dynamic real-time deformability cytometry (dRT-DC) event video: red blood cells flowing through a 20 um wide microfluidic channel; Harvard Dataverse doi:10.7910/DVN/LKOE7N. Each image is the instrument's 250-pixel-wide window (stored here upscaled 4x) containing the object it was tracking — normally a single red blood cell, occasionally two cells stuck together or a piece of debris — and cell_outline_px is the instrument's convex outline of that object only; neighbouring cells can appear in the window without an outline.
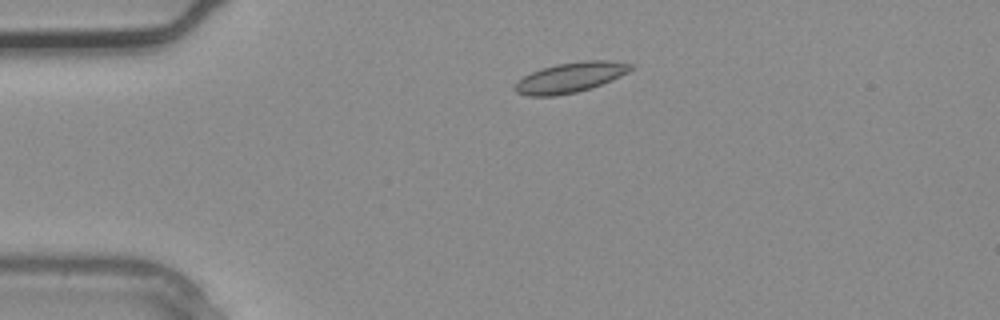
{"species": "common noctule bat (a hibernating species)", "species_latin": "Nyctalus noctula", "temperature_condition": "warm", "stored_images_in_passage": 3, "camera_frame_rate_fps": 3000, "um_per_image_px": 0.085, "animal": {"sex": "male", "body_mass_g": 20.4}, "frame": {"image": 1, "passage_image": 2, "time_ms": 0.333, "image_size_px": [1000, 320], "cell_outline_px": [[636, 64], [628, 72], [612, 80], [592, 88], [576, 92], [556, 96], [528, 96], [516, 92], [512, 88], [524, 76], [532, 72], [556, 64], [584, 60], [608, 60]], "centroid_in_image_um": [48.51, 6.58], "position_along_channel_um": 36.5, "area_um2": 20.35}}